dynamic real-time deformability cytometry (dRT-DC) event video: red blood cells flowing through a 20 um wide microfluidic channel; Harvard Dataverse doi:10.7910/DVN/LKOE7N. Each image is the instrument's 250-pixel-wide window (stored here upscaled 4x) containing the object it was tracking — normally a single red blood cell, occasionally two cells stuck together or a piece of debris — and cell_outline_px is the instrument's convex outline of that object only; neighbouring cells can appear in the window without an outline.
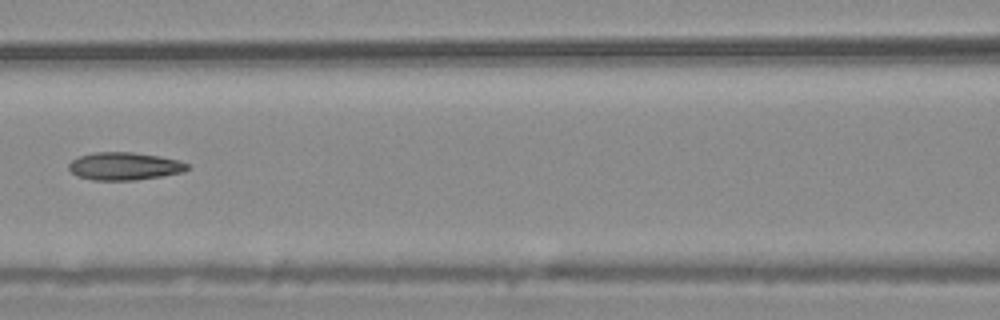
{"species": "common noctule bat (a hibernating species)", "species_latin": "Nyctalus noctula", "temperature_condition": "warm", "stored_images_in_passage": 6, "camera_frame_rate_fps": 3000, "um_per_image_px": 0.085, "animal": {"sex": "male", "body_mass_g": 20.4}, "frame": {"image": 1, "passage_image": 6, "time_ms": 1.667, "image_size_px": [1000, 320], "cell_outline_px": [[192, 168], [184, 172], [136, 180], [92, 180], [76, 176], [68, 168], [68, 164], [72, 160], [80, 156], [92, 152], [132, 152], [160, 156], [176, 160], [188, 164]], "centroid_in_image_um": [10.57, 14.13], "position_along_channel_um": 156.0, "area_um2": 19.25}}